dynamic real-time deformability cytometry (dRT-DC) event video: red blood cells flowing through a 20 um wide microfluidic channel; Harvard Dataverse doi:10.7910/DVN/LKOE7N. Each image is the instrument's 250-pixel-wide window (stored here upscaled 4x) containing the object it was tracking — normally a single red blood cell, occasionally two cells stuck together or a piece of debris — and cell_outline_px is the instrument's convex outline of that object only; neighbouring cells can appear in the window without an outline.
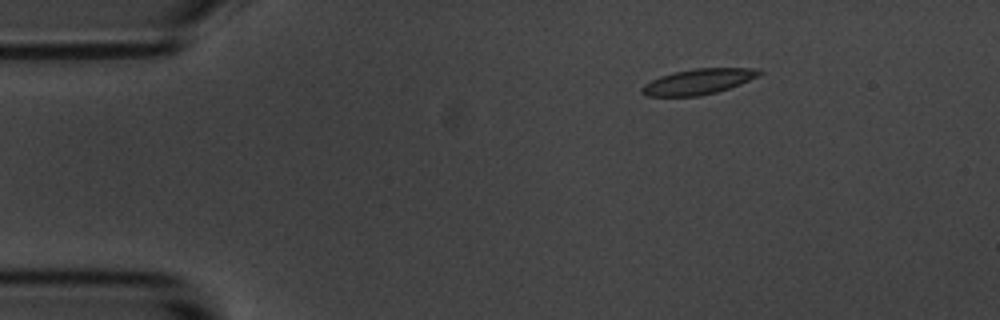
{"species": "common noctule bat (a hibernating species)", "species_latin": "Nyctalus noctula", "temperature_condition": "room temperature", "stored_images_in_passage": 3, "camera_frame_rate_fps": 3000, "um_per_image_px": 0.085, "animal": {"sex": "male", "body_mass_g": 20.1, "forearm_length_mm": 53.5}, "frame": {"image": 1, "passage_image": 1, "time_ms": 0.0, "image_size_px": [1000, 320], "cell_outline_px": [[764, 72], [760, 76], [740, 84], [716, 92], [700, 96], [648, 96], [640, 92], [640, 88], [644, 84], [660, 76], [676, 72], [696, 68], [760, 68]], "centroid_in_image_um": [59.39, 6.93], "position_along_channel_um": 25.6, "area_um2": 17.46}}